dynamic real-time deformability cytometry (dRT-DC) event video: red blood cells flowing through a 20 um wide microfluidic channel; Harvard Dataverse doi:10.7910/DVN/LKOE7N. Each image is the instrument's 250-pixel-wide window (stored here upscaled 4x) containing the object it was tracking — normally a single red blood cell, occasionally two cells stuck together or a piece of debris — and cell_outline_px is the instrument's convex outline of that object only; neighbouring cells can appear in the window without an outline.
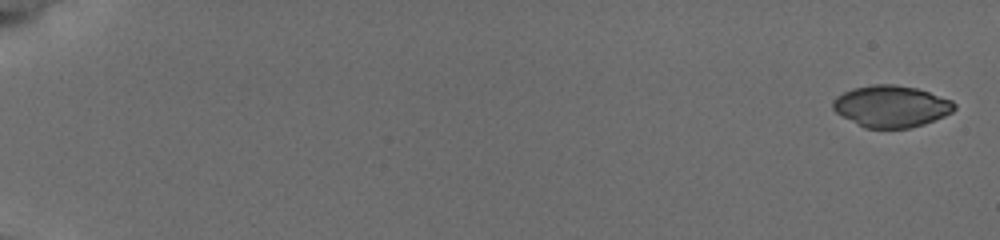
{"species": "common noctule bat (a hibernating species)", "species_latin": "Nyctalus noctula", "temperature_condition": "cold", "stored_images_in_passage": 31, "camera_frame_rate_fps": 3000, "um_per_image_px": 0.085, "animal": {"sex": "female", "body_mass_g": 19.5, "forearm_length_mm": 54.1}, "frame": {"image": 1, "passage_image": 1, "time_ms": 0.0, "image_size_px": [1000, 240], "cell_outline_px": [[956, 108], [952, 112], [944, 116], [924, 124], [908, 128], [864, 128], [836, 112], [832, 108], [832, 100], [836, 96], [844, 92], [856, 88], [872, 84], [892, 84], [916, 88], [952, 100], [956, 104]], "centroid_in_image_um": [75.75, 9.04], "position_along_channel_um": 9.2, "area_um2": 29.36}}
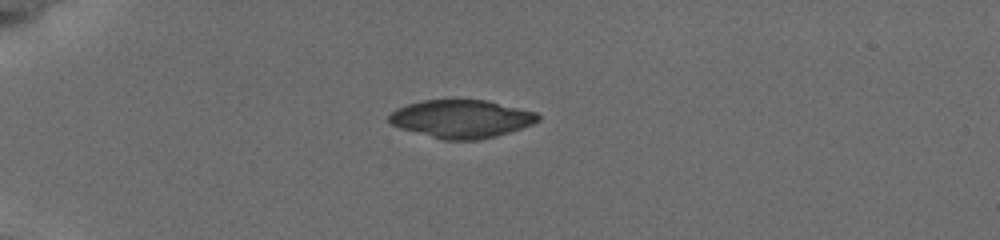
{"frame": {"image": 2, "passage_image": 13, "time_ms": 5.0, "image_size_px": [1000, 240], "cell_outline_px": [[540, 120], [532, 124], [496, 136], [476, 140], [444, 140], [400, 128], [392, 124], [388, 120], [388, 116], [396, 108], [408, 104], [424, 100], [488, 100], [536, 112], [540, 116]], "centroid_in_image_um": [39.22, 10.1], "position_along_channel_um": 45.8, "area_um2": 32.83}}